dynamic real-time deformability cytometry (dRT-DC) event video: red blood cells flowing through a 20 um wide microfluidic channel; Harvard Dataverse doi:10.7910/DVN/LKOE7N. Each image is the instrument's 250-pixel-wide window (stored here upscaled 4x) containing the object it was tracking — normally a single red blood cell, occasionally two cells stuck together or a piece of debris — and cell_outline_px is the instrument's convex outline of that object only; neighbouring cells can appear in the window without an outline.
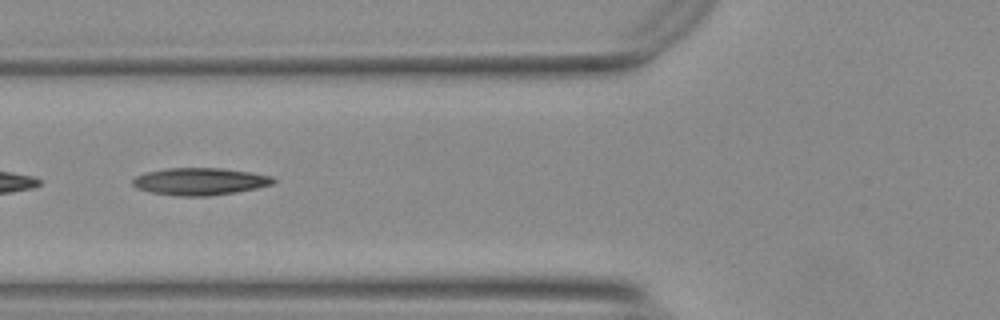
{"species": "Egyptian fruit bat (a non-hibernating species)", "species_latin": "Rousettus aegyptiacus", "temperature_condition": "warm", "stored_images_in_passage": 51, "camera_frame_rate_fps": 3000, "um_per_image_px": 0.085, "animal": {"sex": "female"}, "frame": {"image": 1, "passage_image": 20, "time_ms": 6.333, "image_size_px": [1000, 320], "cell_outline_px": [[276, 180], [272, 184], [256, 188], [236, 192], [208, 196], [176, 196], [148, 192], [136, 188], [132, 184], [132, 180], [136, 176], [144, 172], [164, 168], [224, 168], [252, 172], [272, 176]], "centroid_in_image_um": [16.96, 15.42], "position_along_channel_um": 108.8, "area_um2": 22.6}}
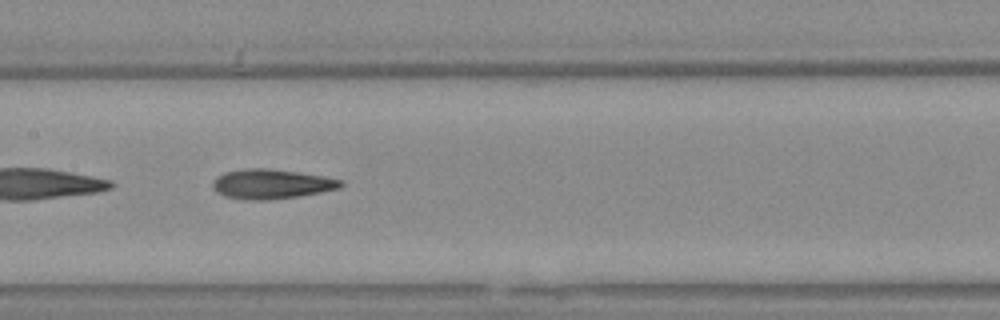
{"frame": {"image": 2, "passage_image": 26, "time_ms": 8.333, "image_size_px": [1000, 320], "cell_outline_px": [[344, 184], [340, 188], [300, 196], [268, 200], [244, 200], [224, 196], [216, 192], [212, 188], [212, 180], [216, 176], [224, 172], [244, 168], [268, 168], [324, 176], [344, 180]], "centroid_in_image_um": [23.03, 15.64], "position_along_channel_um": 184.4, "area_um2": 22.43}}
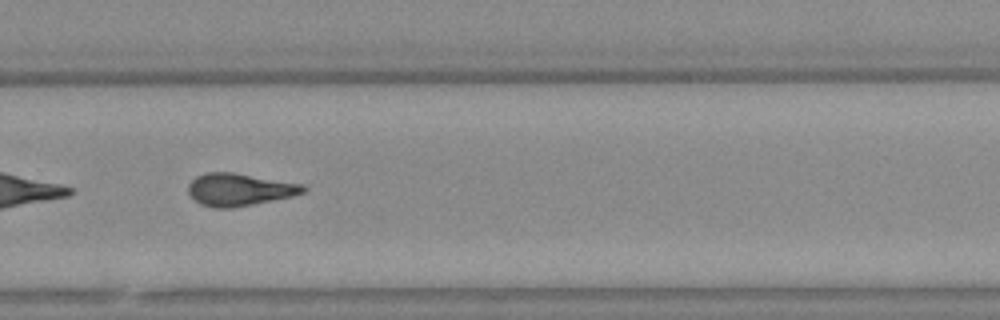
{"frame": {"image": 3, "passage_image": 36, "time_ms": 11.667, "image_size_px": [1000, 320], "cell_outline_px": [[308, 188], [304, 192], [292, 196], [232, 208], [212, 208], [200, 204], [188, 192], [188, 184], [196, 176], [204, 172], [232, 172], [304, 184]], "centroid_in_image_um": [20.34, 16.1], "position_along_channel_um": 309.5, "area_um2": 21.73}, "authors_computed_cell_mechanics": {"area_um2": 22.0796, "velocity_mm_per_s": 3.7665, "shape_relaxation_time_tau1_ms": null, "shape_relaxation_time_tau2_ms": 3.3879, "deformation_change_tau1": null, "deformation_change_tau2": 0.1407}}